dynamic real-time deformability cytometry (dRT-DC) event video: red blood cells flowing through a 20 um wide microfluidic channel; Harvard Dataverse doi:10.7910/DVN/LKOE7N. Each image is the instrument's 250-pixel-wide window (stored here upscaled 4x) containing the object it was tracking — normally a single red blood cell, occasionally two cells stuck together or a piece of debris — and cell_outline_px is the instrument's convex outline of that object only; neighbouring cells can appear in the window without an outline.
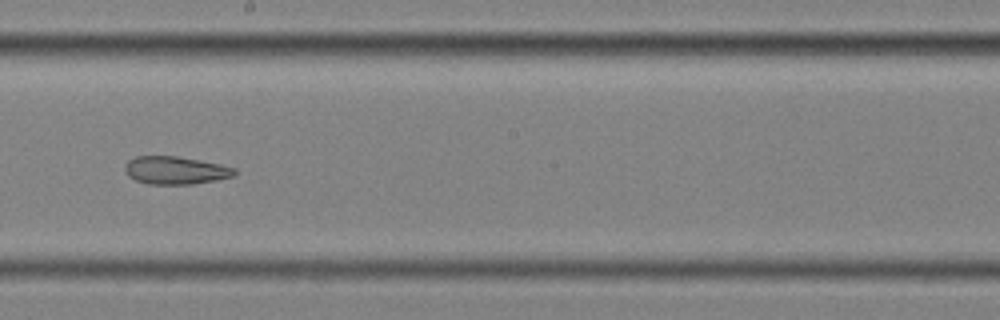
{"species": "common noctule bat (a hibernating species)", "species_latin": "Nyctalus noctula", "temperature_condition": "cold", "stored_images_in_passage": 10, "segment_of_instrument_passage": [2, 2], "camera_frame_rate_fps": 3000, "um_per_image_px": 0.085, "animal": {"sex": "female", "body_mass_g": 25.1}, "frame": {"image": 1, "passage_image": 9, "time_ms": 2.667, "image_size_px": [1000, 320], "cell_outline_px": [[236, 176], [216, 180], [192, 184], [148, 184], [136, 180], [128, 176], [124, 168], [124, 164], [128, 160], [136, 156], [176, 156], [220, 164], [236, 168]], "centroid_in_image_um": [14.91, 14.48], "position_along_channel_um": 233.3, "area_um2": 17.86}}
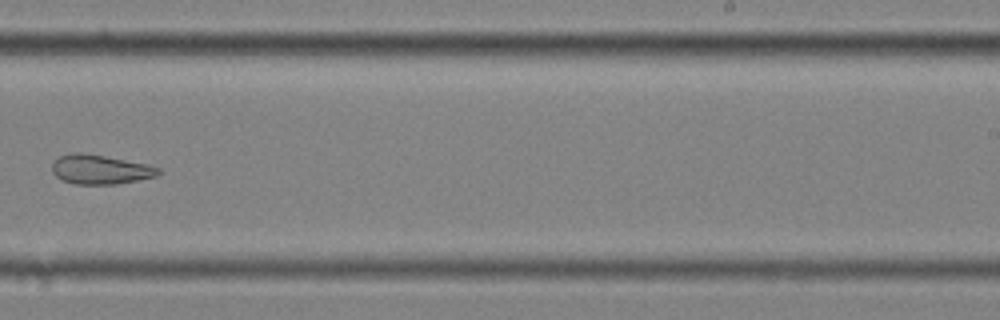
{"frame": {"image": 2, "passage_image": 10, "time_ms": 3.0, "image_size_px": [1000, 320], "cell_outline_px": [[160, 172], [156, 176], [116, 184], [76, 184], [64, 180], [56, 176], [52, 172], [52, 164], [60, 156], [72, 152], [80, 152], [104, 156], [148, 164], [160, 168]], "centroid_in_image_um": [8.52, 14.4], "position_along_channel_um": 280.5, "area_um2": 17.98}}